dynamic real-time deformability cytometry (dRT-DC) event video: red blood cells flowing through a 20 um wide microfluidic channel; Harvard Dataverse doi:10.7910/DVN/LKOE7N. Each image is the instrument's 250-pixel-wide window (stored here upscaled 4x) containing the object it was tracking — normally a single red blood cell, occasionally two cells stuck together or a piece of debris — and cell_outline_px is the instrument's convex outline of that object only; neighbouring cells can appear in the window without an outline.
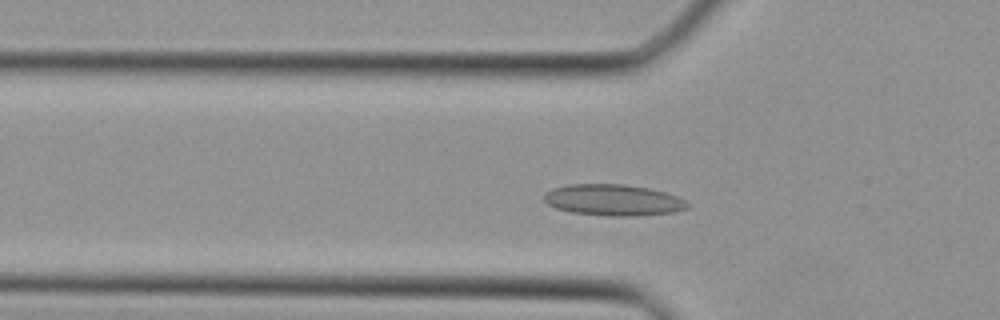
{"species": "Egyptian fruit bat (a non-hibernating species)", "species_latin": "Rousettus aegyptiacus", "temperature_condition": "cold", "stored_images_in_passage": 35, "camera_frame_rate_fps": 3000, "um_per_image_px": 0.085, "animal": {"sex": "female"}, "frame": {"image": 1, "passage_image": 9, "time_ms": 2.667, "image_size_px": [1000, 320], "cell_outline_px": [[688, 208], [672, 212], [636, 216], [608, 216], [572, 212], [556, 208], [548, 204], [544, 200], [544, 192], [552, 188], [568, 184], [624, 184], [648, 188], [664, 192], [676, 196], [684, 200], [688, 204]], "centroid_in_image_um": [52.09, 17.0], "position_along_channel_um": 73.7, "area_um2": 26.07}}
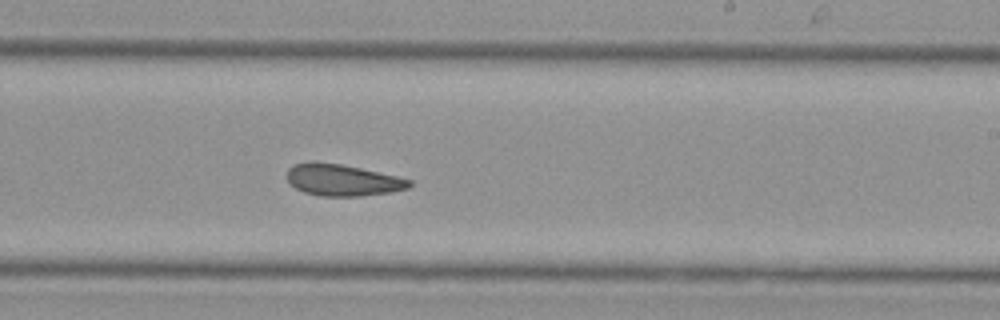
{"frame": {"image": 2, "passage_image": 20, "time_ms": 6.333, "image_size_px": [1000, 320], "cell_outline_px": [[412, 184], [408, 188], [392, 192], [360, 196], [320, 196], [304, 192], [296, 188], [288, 180], [288, 168], [296, 164], [312, 160], [340, 164], [360, 168], [396, 176], [412, 180]], "centroid_in_image_um": [29.12, 15.3], "position_along_channel_um": 259.9, "area_um2": 22.48}}
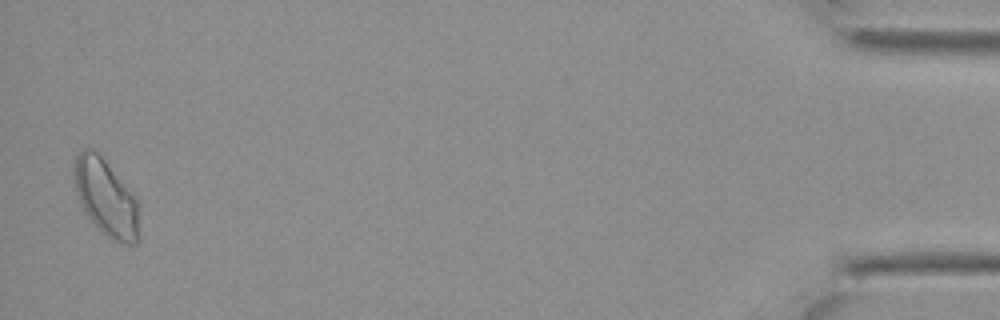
{"frame": {"image": 3, "passage_image": 35, "time_ms": 11.333, "image_size_px": [1000, 320], "cell_outline_px": [[140, 208], [136, 244], [120, 244], [112, 240], [88, 216], [80, 204], [72, 180], [72, 168], [76, 156], [84, 148], [96, 148], [140, 200]], "centroid_in_image_um": [9.01, 16.73], "position_along_channel_um": 426.2, "area_um2": 29.88}}